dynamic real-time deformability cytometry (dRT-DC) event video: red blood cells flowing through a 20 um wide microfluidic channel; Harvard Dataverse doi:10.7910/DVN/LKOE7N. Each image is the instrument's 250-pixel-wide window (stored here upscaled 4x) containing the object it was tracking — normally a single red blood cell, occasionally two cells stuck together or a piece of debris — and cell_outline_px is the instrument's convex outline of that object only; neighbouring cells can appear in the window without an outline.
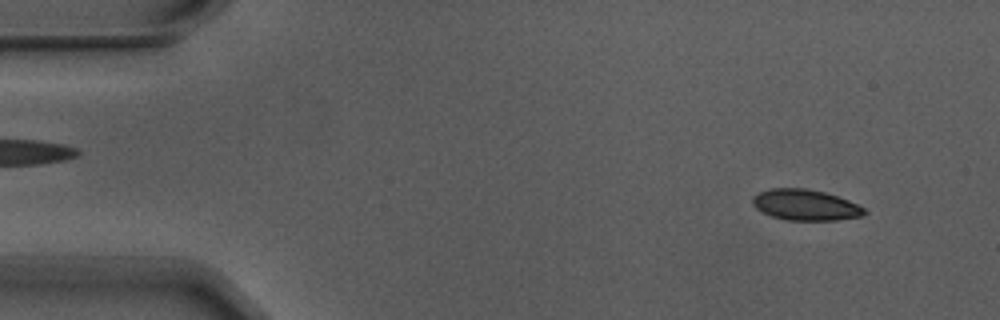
{"species": "Egyptian fruit bat (a non-hibernating species)", "species_latin": "Rousettus aegyptiacus", "temperature_condition": "warm", "stored_images_in_passage": 4, "camera_frame_rate_fps": 3000, "um_per_image_px": 0.085, "animal": {"sex": "male"}, "frame": {"image": 1, "passage_image": 1, "time_ms": 0.0, "image_size_px": [1000, 320], "cell_outline_px": [[868, 212], [860, 216], [836, 220], [784, 220], [772, 216], [756, 208], [752, 204], [752, 196], [760, 192], [772, 188], [804, 188], [824, 192], [848, 200], [864, 208]], "centroid_in_image_um": [68.44, 17.42], "position_along_channel_um": 16.6, "area_um2": 19.94}}
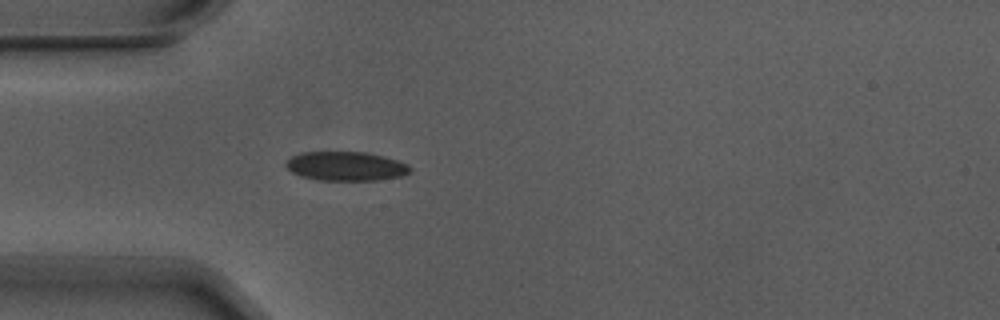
{"frame": {"image": 2, "passage_image": 4, "time_ms": 1.0, "image_size_px": [1000, 320], "cell_outline_px": [[412, 172], [400, 176], [376, 180], [316, 180], [300, 176], [292, 172], [284, 164], [292, 156], [300, 152], [364, 152], [384, 156], [408, 164], [412, 168]], "centroid_in_image_um": [29.4, 14.12], "position_along_channel_um": 55.6, "area_um2": 21.1}}